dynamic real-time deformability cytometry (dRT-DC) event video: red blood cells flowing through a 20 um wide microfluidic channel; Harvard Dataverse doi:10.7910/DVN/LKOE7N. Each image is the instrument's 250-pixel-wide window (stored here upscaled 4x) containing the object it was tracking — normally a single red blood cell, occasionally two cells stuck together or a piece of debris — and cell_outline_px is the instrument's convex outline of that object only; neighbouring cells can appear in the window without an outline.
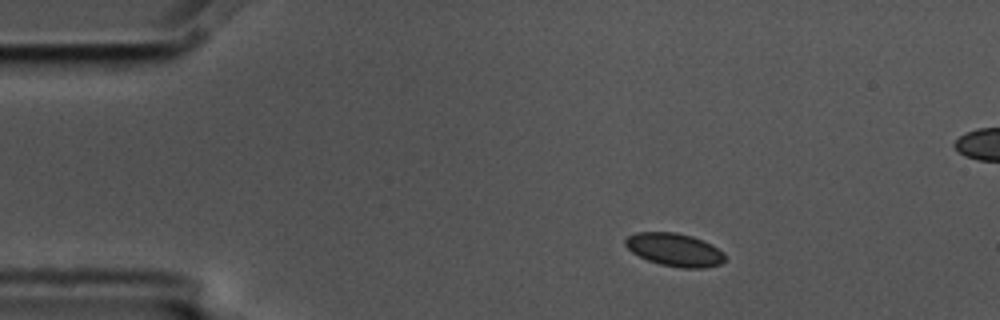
{"species": "common noctule bat (a hibernating species)", "species_latin": "Nyctalus noctula", "temperature_condition": "cold", "stored_images_in_passage": 5, "camera_frame_rate_fps": 3000, "um_per_image_px": 0.085, "animal": {"sex": "male", "body_mass_g": 17.5, "forearm_length_mm": 52.3}, "frame": {"image": 1, "passage_image": 2, "time_ms": 0.333, "image_size_px": [1000, 320], "cell_outline_px": [[724, 260], [720, 264], [704, 268], [680, 268], [660, 264], [648, 260], [632, 252], [624, 244], [624, 240], [628, 236], [636, 232], [676, 232], [692, 236], [712, 244], [724, 256]], "centroid_in_image_um": [57.31, 21.22], "position_along_channel_um": 27.7, "area_um2": 19.02}}